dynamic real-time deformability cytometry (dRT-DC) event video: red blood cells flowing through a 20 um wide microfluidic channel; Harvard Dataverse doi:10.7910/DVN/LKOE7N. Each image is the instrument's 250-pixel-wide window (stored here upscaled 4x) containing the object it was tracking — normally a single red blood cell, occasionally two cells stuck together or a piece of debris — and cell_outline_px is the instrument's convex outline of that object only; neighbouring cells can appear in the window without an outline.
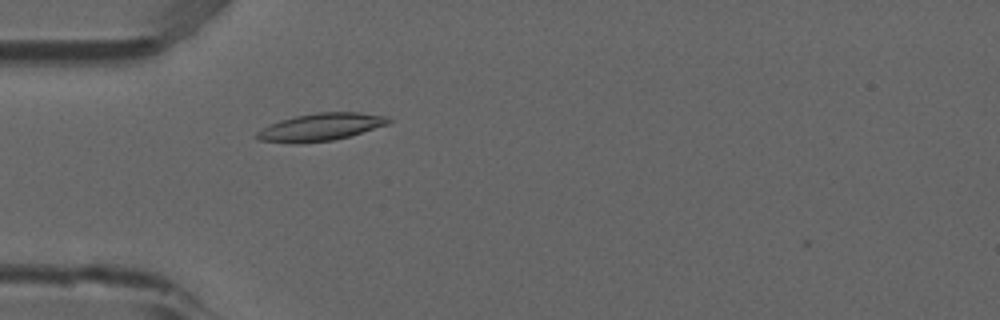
{"species": "common noctule bat (a hibernating species)", "species_latin": "Nyctalus noctula", "temperature_condition": "room temperature", "stored_images_in_passage": 2, "camera_frame_rate_fps": 3000, "um_per_image_px": 0.085, "animal": {"sex": "male", "forearm_length_mm": 52.5}, "frame": {"image": 1, "passage_image": 2, "time_ms": 0.333, "image_size_px": [1000, 320], "cell_outline_px": [[392, 120], [388, 124], [348, 136], [332, 140], [296, 144], [292, 144], [260, 140], [256, 136], [256, 132], [280, 120], [296, 116], [316, 112], [356, 112], [384, 116]], "centroid_in_image_um": [27.23, 10.8], "position_along_channel_um": 57.8, "area_um2": 20.75}}